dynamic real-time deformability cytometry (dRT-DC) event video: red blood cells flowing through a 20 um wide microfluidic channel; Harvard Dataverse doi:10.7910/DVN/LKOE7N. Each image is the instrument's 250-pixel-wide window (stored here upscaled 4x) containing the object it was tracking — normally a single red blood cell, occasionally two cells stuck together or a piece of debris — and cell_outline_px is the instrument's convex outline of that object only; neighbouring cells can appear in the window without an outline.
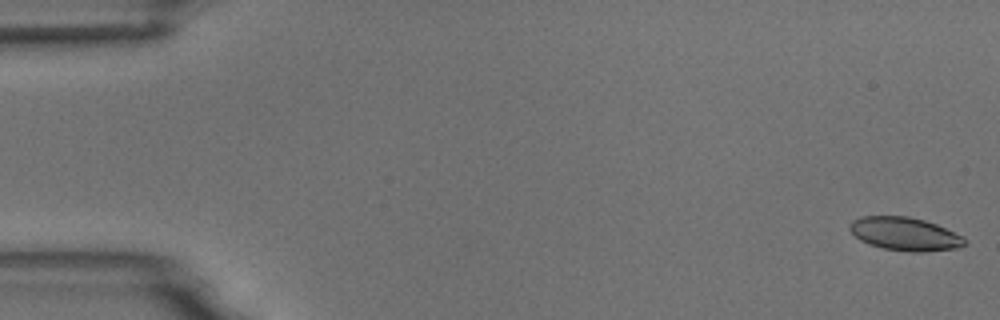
{"species": "common noctule bat (a hibernating species)", "species_latin": "Nyctalus noctula", "temperature_condition": "room temperature", "stored_images_in_passage": 6, "camera_frame_rate_fps": 3000, "um_per_image_px": 0.085, "animal": {"sex": "male", "body_mass_g": 18.8}, "frame": {"image": 1, "passage_image": 1, "time_ms": 0.0, "image_size_px": [1000, 320], "cell_outline_px": [[968, 244], [960, 248], [924, 252], [912, 252], [884, 248], [868, 244], [860, 240], [848, 228], [848, 224], [852, 220], [860, 216], [908, 216], [924, 220], [936, 224], [964, 236], [968, 240]], "centroid_in_image_um": [76.95, 19.88], "position_along_channel_um": 8.0, "area_um2": 22.6}}
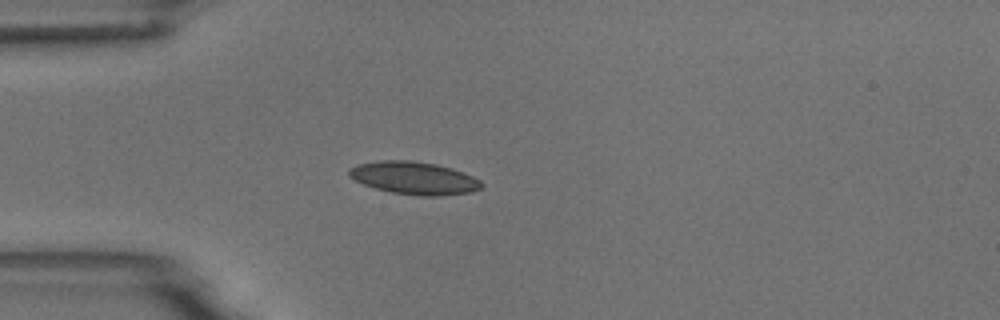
{"frame": {"image": 2, "passage_image": 5, "time_ms": 4.667, "image_size_px": [1000, 320], "cell_outline_px": [[484, 188], [472, 192], [440, 196], [420, 196], [392, 192], [376, 188], [364, 184], [348, 176], [348, 168], [356, 164], [380, 160], [412, 160], [436, 164], [452, 168], [464, 172], [480, 180], [484, 184]], "centroid_in_image_um": [35.23, 15.13], "position_along_channel_um": 49.8, "area_um2": 25.49}}